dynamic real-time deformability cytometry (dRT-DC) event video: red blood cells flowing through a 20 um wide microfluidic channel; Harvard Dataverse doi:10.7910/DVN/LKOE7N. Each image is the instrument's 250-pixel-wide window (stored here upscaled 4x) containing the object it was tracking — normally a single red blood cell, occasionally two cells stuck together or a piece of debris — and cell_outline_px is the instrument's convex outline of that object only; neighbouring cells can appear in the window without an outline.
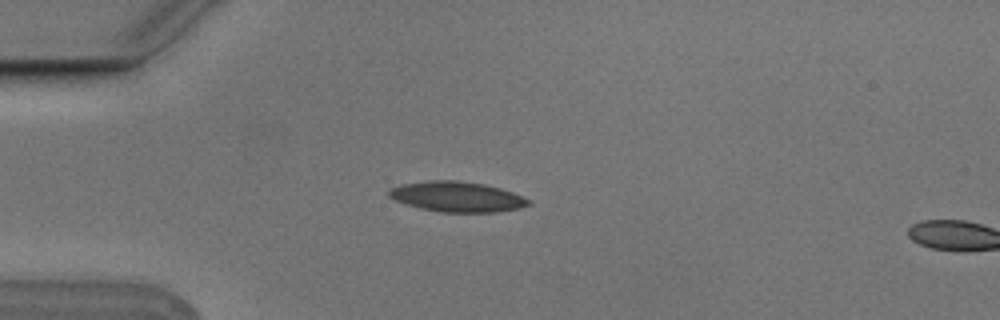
{"species": "Egyptian fruit bat (a non-hibernating species)", "species_latin": "Rousettus aegyptiacus", "temperature_condition": "cold", "stored_images_in_passage": 4, "camera_frame_rate_fps": 3000, "um_per_image_px": 0.085, "animal": {"sex": "male"}, "frame": {"image": 1, "passage_image": 3, "time_ms": 0.667, "image_size_px": [1000, 320], "cell_outline_px": [[532, 204], [520, 208], [496, 212], [440, 212], [420, 208], [396, 200], [388, 196], [388, 192], [392, 188], [400, 184], [428, 180], [456, 180], [484, 184], [500, 188], [512, 192], [532, 200]], "centroid_in_image_um": [38.88, 16.72], "position_along_channel_um": 46.1, "area_um2": 24.62}}